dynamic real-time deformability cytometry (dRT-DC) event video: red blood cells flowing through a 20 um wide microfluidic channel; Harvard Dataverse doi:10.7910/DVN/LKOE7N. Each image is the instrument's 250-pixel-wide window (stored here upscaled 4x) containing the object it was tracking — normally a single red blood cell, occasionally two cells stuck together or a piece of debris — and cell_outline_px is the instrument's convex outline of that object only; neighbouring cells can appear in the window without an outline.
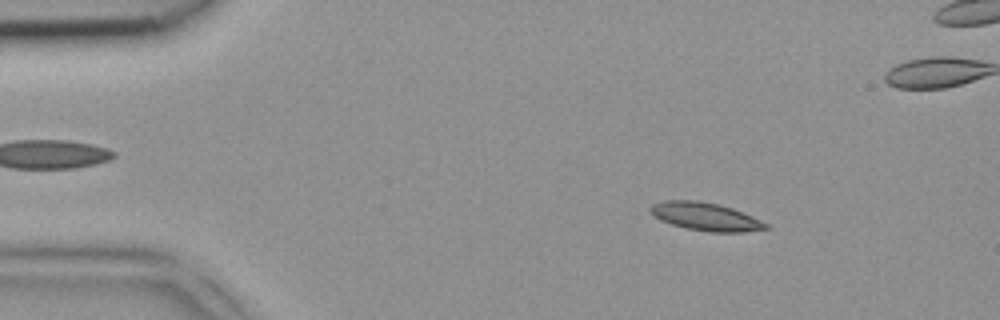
{"species": "common noctule bat (a hibernating species)", "species_latin": "Nyctalus noctula", "temperature_condition": "room temperature", "stored_images_in_passage": 5, "camera_frame_rate_fps": 3000, "um_per_image_px": 0.085, "animal": {"sex": "female", "body_mass_g": 18.4}, "frame": {"image": 1, "passage_image": 1, "time_ms": 0.0, "image_size_px": [1000, 320], "cell_outline_px": [[772, 228], [744, 232], [712, 232], [684, 228], [660, 220], [648, 208], [652, 204], [664, 200], [696, 200], [716, 204], [732, 208], [752, 216], [768, 224]], "centroid_in_image_um": [59.99, 18.42], "position_along_channel_um": 25.0, "area_um2": 18.79}}